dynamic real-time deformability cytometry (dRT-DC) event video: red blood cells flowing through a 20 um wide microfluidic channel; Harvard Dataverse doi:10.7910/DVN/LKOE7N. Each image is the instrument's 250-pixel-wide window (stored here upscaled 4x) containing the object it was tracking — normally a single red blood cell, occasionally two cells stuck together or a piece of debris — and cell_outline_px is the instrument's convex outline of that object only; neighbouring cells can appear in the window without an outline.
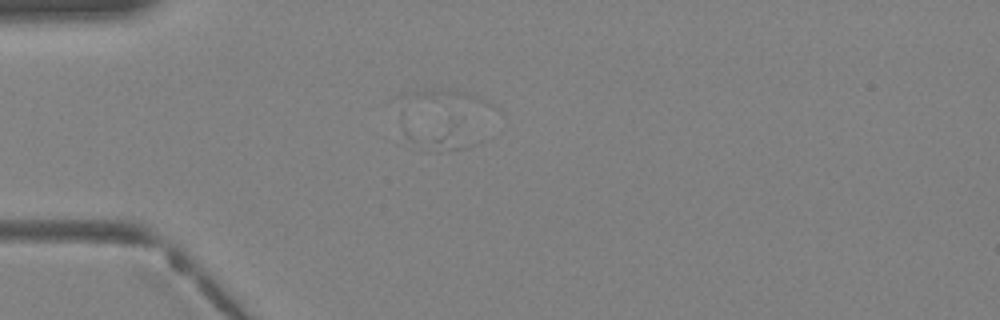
{"species": "Egyptian fruit bat (a non-hibernating species)", "species_latin": "Rousettus aegyptiacus", "temperature_condition": "warm", "stored_images_in_passage": 26, "segment_of_instrument_passage": [2, 4], "camera_frame_rate_fps": 3000, "um_per_image_px": 0.085, "animal": {"sex": "female"}, "frame": {"image": 1, "passage_image": 9, "time_ms": 2.667, "image_size_px": [1000, 320], "cell_outline_px": [[480, 140], [476, 144], [468, 148], [440, 152], [424, 152], [404, 132], [448, 116]], "centroid_in_image_um": [37.58, 11.59], "position_along_channel_um": 47.4, "area_um2": 11.96}}